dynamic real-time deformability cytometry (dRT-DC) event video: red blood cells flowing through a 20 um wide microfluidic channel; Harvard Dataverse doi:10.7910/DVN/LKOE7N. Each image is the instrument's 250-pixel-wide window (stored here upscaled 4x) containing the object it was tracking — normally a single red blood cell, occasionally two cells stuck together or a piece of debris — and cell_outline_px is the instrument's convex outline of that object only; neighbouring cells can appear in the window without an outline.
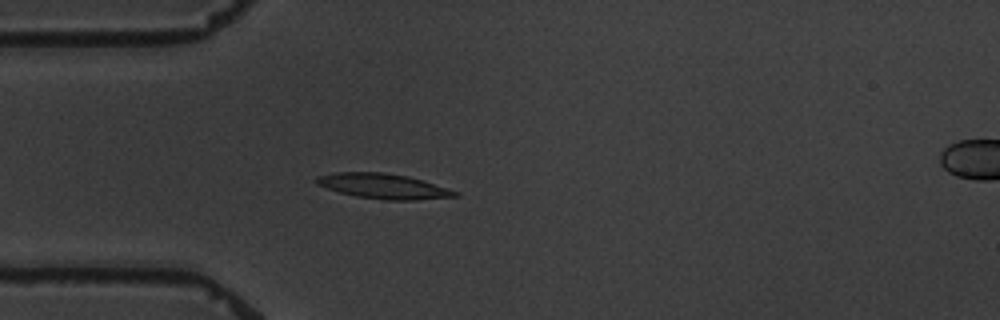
{"species": "common noctule bat (a hibernating species)", "species_latin": "Nyctalus noctula", "temperature_condition": "warm", "stored_images_in_passage": 1, "camera_frame_rate_fps": 3000, "um_per_image_px": 0.085, "animal": {"sex": "male", "body_mass_g": 19.5, "forearm_length_mm": 54.6}, "frame": {"image": 1, "passage_image": 1, "time_ms": 0.0, "image_size_px": [1000, 320], "cell_outline_px": [[460, 196], [416, 200], [384, 200], [356, 196], [340, 192], [316, 184], [312, 180], [316, 176], [336, 172], [380, 172], [408, 176], [460, 192]], "centroid_in_image_um": [32.57, 15.82], "position_along_channel_um": 52.4, "area_um2": 20.23}}